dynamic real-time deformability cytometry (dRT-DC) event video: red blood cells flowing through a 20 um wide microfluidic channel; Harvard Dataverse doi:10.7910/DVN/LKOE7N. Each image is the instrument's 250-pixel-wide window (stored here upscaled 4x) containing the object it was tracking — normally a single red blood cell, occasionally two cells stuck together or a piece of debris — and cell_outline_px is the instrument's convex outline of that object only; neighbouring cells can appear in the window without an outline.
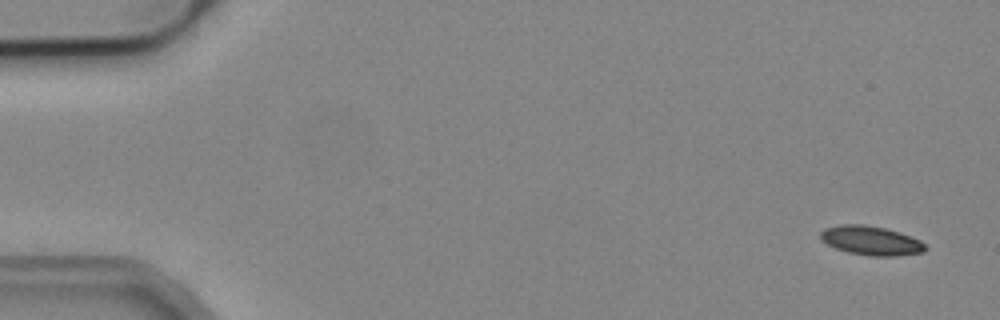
{"species": "common noctule bat (a hibernating species)", "species_latin": "Nyctalus noctula", "temperature_condition": "cold", "stored_images_in_passage": 6, "camera_frame_rate_fps": 3000, "um_per_image_px": 0.085, "animal": {"sex": "male", "body_mass_g": 19.2, "forearm_length_mm": 51.8}, "frame": {"image": 1, "passage_image": 1, "time_ms": 0.0, "image_size_px": [1000, 320], "cell_outline_px": [[928, 248], [924, 252], [896, 256], [868, 256], [848, 252], [836, 248], [820, 240], [820, 232], [824, 228], [840, 224], [864, 224], [884, 228], [900, 232], [920, 240]], "centroid_in_image_um": [74.03, 20.45], "position_along_channel_um": 11.0, "area_um2": 17.92}}
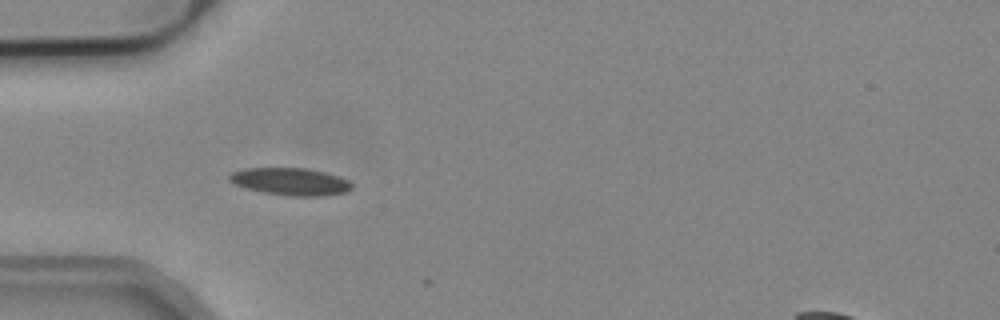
{"frame": {"image": 2, "passage_image": 5, "time_ms": 1.333, "image_size_px": [1000, 320], "cell_outline_px": [[352, 188], [344, 192], [320, 196], [292, 196], [264, 192], [244, 188], [228, 180], [228, 176], [232, 172], [244, 168], [304, 168], [324, 172], [348, 180], [352, 184]], "centroid_in_image_um": [24.65, 15.43], "position_along_channel_um": 60.4, "area_um2": 19.31}}